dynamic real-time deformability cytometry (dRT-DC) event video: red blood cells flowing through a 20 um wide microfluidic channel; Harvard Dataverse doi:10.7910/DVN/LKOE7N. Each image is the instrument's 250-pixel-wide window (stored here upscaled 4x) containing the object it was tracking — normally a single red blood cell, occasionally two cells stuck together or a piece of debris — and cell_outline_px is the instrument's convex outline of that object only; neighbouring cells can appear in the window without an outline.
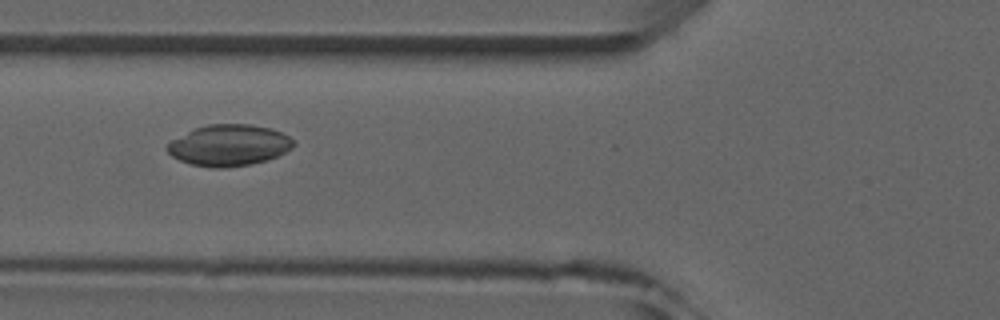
{"species": "common noctule bat (a hibernating species)", "species_latin": "Nyctalus noctula", "temperature_condition": "room temperature", "stored_images_in_passage": 5, "camera_frame_rate_fps": 3000, "um_per_image_px": 0.085, "animal": {"sex": "male", "forearm_length_mm": 52.5}, "frame": {"image": 1, "passage_image": 4, "time_ms": 4.333, "image_size_px": [1000, 320], "cell_outline_px": [[296, 144], [292, 148], [268, 160], [228, 168], [212, 168], [192, 164], [180, 160], [172, 156], [164, 148], [172, 140], [196, 128], [208, 124], [252, 124], [272, 128], [288, 136]], "centroid_in_image_um": [19.47, 12.35], "position_along_channel_um": 106.3, "area_um2": 30.23}}